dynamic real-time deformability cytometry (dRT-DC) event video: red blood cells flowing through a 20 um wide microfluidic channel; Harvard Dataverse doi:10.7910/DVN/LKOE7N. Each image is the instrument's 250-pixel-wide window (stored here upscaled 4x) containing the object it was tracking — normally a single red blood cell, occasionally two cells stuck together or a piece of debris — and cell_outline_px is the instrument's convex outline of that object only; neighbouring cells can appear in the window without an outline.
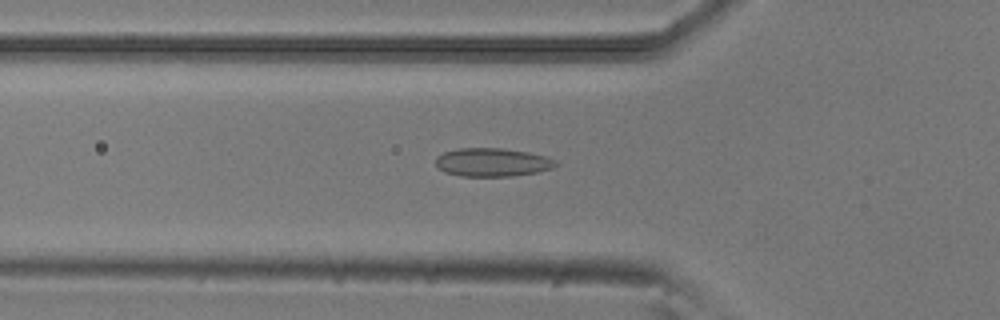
{"species": "common noctule bat (a hibernating species)", "species_latin": "Nyctalus noctula", "temperature_condition": "room temperature", "stored_images_in_passage": 42, "camera_frame_rate_fps": 3000, "um_per_image_px": 0.085, "animal": {"sex": "male", "body_mass_g": 20.5, "forearm_length_mm": 52.5}, "frame": {"image": 1, "passage_image": 17, "time_ms": 5.333, "image_size_px": [1000, 320], "cell_outline_px": [[560, 164], [552, 168], [536, 172], [512, 176], [460, 176], [444, 172], [436, 164], [436, 156], [444, 152], [456, 148], [500, 148], [528, 152], [544, 156], [556, 160]], "centroid_in_image_um": [41.84, 13.79], "position_along_channel_um": 84.0, "area_um2": 19.88}}
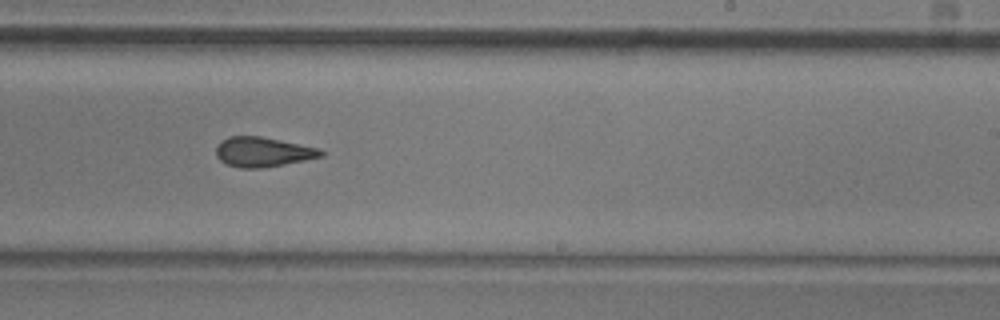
{"frame": {"image": 2, "passage_image": 31, "time_ms": 10.0, "image_size_px": [1000, 320], "cell_outline_px": [[324, 156], [284, 164], [260, 168], [240, 168], [228, 164], [220, 160], [216, 156], [216, 144], [220, 140], [228, 136], [260, 136], [320, 148], [324, 152]], "centroid_in_image_um": [22.32, 12.9], "position_along_channel_um": 266.7, "area_um2": 18.21}}
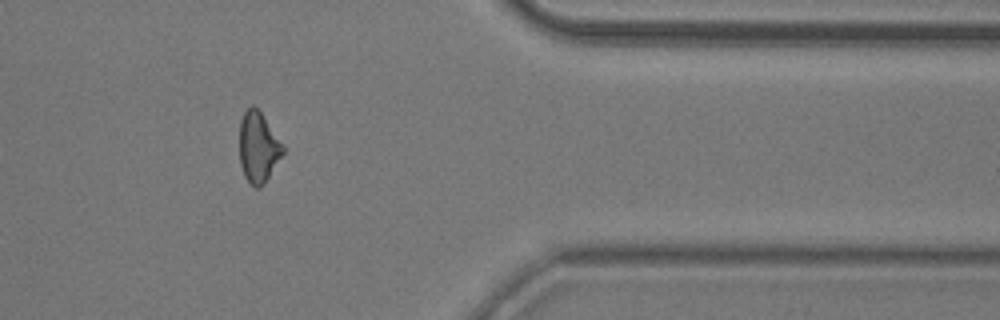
{"frame": {"image": 3, "passage_image": 42, "time_ms": 13.667, "image_size_px": [1000, 320], "cell_outline_px": [[284, 152], [264, 184], [260, 188], [256, 188], [244, 176], [240, 164], [240, 120], [244, 112], [252, 104], [260, 112], [284, 148]], "centroid_in_image_um": [21.93, 12.54], "position_along_channel_um": 389.5, "area_um2": 17.4}, "authors_computed_cell_mechanics": {"area_um2": 18.7272, "velocity_mm_per_s": 3.9011, "shape_relaxation_time_tau1_ms": null, "shape_relaxation_time_tau2_ms": 3.2452, "deformation_change_tau1": null, "deformation_change_tau2": 0.1061}}